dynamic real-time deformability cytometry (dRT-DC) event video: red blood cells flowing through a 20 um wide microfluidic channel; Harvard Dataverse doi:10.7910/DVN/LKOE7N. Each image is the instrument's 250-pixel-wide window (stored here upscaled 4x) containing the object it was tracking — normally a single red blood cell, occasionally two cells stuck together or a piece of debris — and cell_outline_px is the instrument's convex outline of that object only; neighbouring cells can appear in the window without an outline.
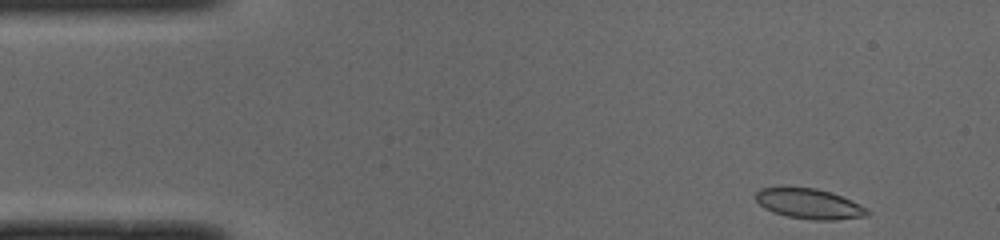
{"species": "common noctule bat (a hibernating species)", "species_latin": "Nyctalus noctula", "temperature_condition": "cold", "stored_images_in_passage": 46, "camera_frame_rate_fps": 3000, "um_per_image_px": 0.085, "animal": {"sex": "male", "body_mass_g": 19.0, "forearm_length_mm": 50.8}, "frame": {"image": 1, "passage_image": 1, "time_ms": 0.0, "image_size_px": [1000, 240], "cell_outline_px": [[872, 212], [868, 216], [836, 220], [812, 220], [788, 216], [772, 212], [764, 208], [756, 200], [756, 192], [760, 188], [816, 188], [832, 192], [852, 200], [868, 208]], "centroid_in_image_um": [68.85, 17.33], "position_along_channel_um": 16.1, "area_um2": 19.71}}
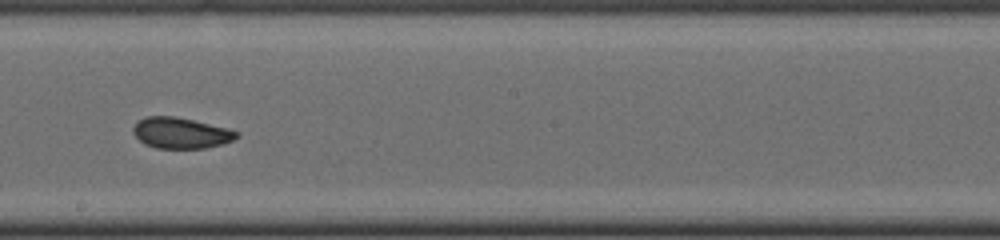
{"frame": {"image": 2, "passage_image": 24, "time_ms": 7.667, "image_size_px": [1000, 240], "cell_outline_px": [[240, 136], [224, 144], [204, 148], [156, 148], [144, 144], [132, 132], [132, 128], [144, 116], [172, 116], [192, 120], [228, 128], [240, 132]], "centroid_in_image_um": [15.39, 11.31], "position_along_channel_um": 232.8, "area_um2": 18.61}}
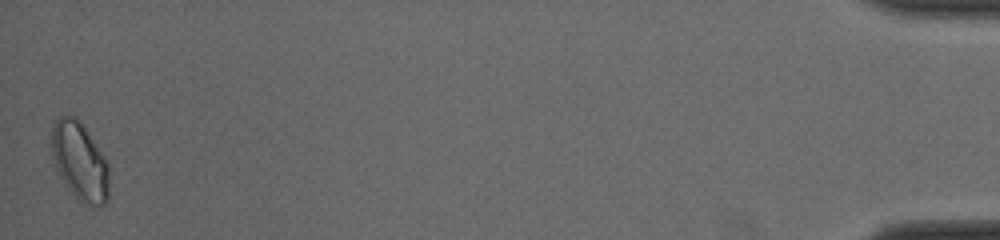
{"frame": {"image": 3, "passage_image": 46, "time_ms": 15.0, "image_size_px": [1000, 240], "cell_outline_px": [[108, 200], [100, 208], [80, 200], [64, 184], [56, 168], [52, 156], [52, 128], [56, 120], [60, 116], [72, 116], [80, 120], [104, 156], [108, 164]], "centroid_in_image_um": [6.79, 13.71], "position_along_channel_um": 428.4, "area_um2": 25.89}, "authors_computed_cell_mechanics": {"area_um2": 19.4497, "velocity_mm_per_s": 3.9854, "shape_relaxation_time_tau1_ms": 3.2318, "shape_relaxation_time_tau2_ms": 1.3732, "deformation_change_tau1": 0.0697, "deformation_change_tau2": 0.0486}}